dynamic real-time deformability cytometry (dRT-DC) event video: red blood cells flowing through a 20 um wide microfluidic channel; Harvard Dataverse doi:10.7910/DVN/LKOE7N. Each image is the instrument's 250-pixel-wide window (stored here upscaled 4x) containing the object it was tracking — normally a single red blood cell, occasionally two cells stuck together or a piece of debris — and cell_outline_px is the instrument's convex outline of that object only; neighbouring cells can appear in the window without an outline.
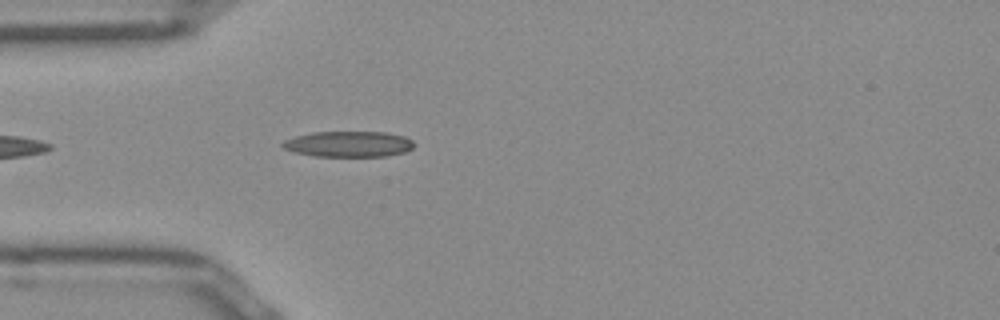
{"species": "Egyptian fruit bat (a non-hibernating species)", "species_latin": "Rousettus aegyptiacus", "temperature_condition": "room temperature", "stored_images_in_passage": 7, "camera_frame_rate_fps": 3000, "um_per_image_px": 0.085, "frame": {"image": 1, "passage_image": 4, "time_ms": 1.0, "image_size_px": [1000, 320], "cell_outline_px": [[416, 144], [412, 148], [404, 152], [388, 156], [316, 156], [296, 152], [284, 148], [280, 144], [284, 140], [296, 136], [312, 132], [384, 132], [404, 136], [412, 140]], "centroid_in_image_um": [29.65, 12.24], "position_along_channel_um": 55.3, "area_um2": 19.65}}